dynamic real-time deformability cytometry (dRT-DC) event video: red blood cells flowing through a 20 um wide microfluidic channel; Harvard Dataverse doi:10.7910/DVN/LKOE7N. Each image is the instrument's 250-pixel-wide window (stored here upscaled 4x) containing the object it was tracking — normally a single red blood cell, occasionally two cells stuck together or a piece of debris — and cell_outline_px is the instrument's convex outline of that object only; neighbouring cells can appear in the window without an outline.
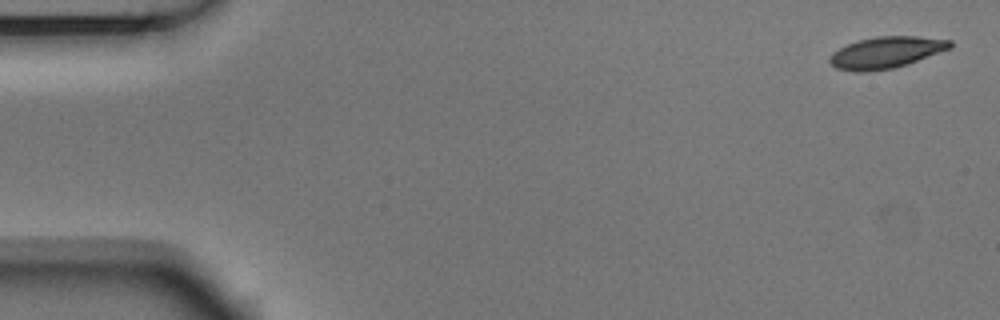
{"species": "Egyptian fruit bat (a non-hibernating species)", "species_latin": "Rousettus aegyptiacus", "temperature_condition": "room temperature", "stored_images_in_passage": 5, "camera_frame_rate_fps": 3000, "um_per_image_px": 0.085, "animal": {"sex": "male"}, "frame": {"image": 1, "passage_image": 1, "time_ms": 0.0, "image_size_px": [1000, 320], "cell_outline_px": [[952, 48], [892, 68], [868, 72], [852, 72], [836, 68], [828, 60], [832, 52], [848, 44], [860, 40], [876, 36], [916, 36], [952, 40]], "centroid_in_image_um": [75.29, 4.46], "position_along_channel_um": 9.7, "area_um2": 21.91}}
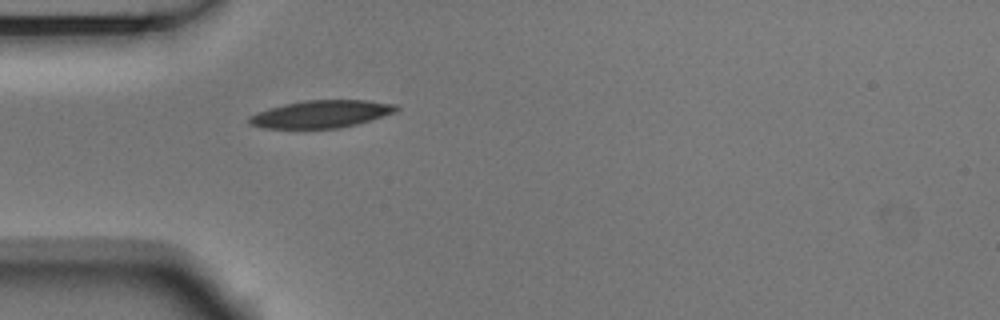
{"frame": {"image": 2, "passage_image": 5, "time_ms": 1.333, "image_size_px": [1000, 320], "cell_outline_px": [[400, 108], [396, 112], [356, 124], [340, 128], [260, 128], [248, 124], [248, 116], [256, 112], [284, 104], [304, 100], [368, 100], [396, 104]], "centroid_in_image_um": [27.28, 9.69], "position_along_channel_um": 57.7, "area_um2": 23.64}}